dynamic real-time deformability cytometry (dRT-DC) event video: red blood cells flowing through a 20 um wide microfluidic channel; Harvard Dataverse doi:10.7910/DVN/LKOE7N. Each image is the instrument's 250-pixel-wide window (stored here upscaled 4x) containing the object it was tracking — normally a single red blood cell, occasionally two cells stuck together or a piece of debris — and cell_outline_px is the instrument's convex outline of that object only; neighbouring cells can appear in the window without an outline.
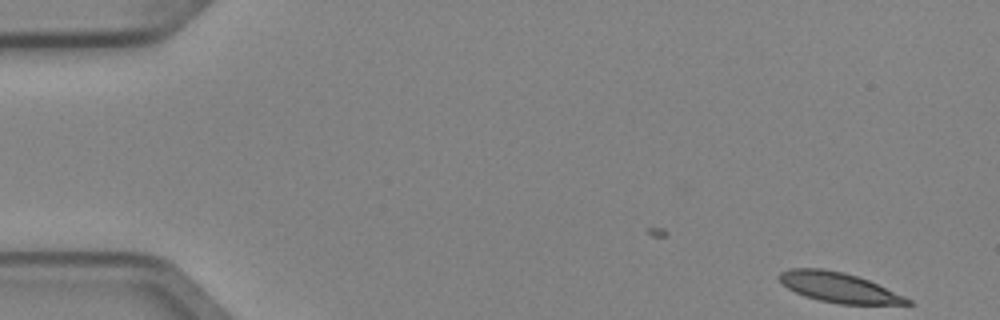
{"species": "Egyptian fruit bat (a non-hibernating species)", "species_latin": "Rousettus aegyptiacus", "temperature_condition": "cold", "stored_images_in_passage": 5, "camera_frame_rate_fps": 3000, "um_per_image_px": 0.085, "animal": {"sex": "female"}, "frame": {"image": 1, "passage_image": 1, "time_ms": 0.0, "image_size_px": [1000, 320], "cell_outline_px": [[912, 304], [840, 304], [820, 300], [804, 296], [788, 288], [780, 280], [780, 272], [788, 268], [824, 268], [844, 272], [868, 280], [904, 296], [912, 300]], "centroid_in_image_um": [71.28, 24.42], "position_along_channel_um": 13.7, "area_um2": 22.08}}